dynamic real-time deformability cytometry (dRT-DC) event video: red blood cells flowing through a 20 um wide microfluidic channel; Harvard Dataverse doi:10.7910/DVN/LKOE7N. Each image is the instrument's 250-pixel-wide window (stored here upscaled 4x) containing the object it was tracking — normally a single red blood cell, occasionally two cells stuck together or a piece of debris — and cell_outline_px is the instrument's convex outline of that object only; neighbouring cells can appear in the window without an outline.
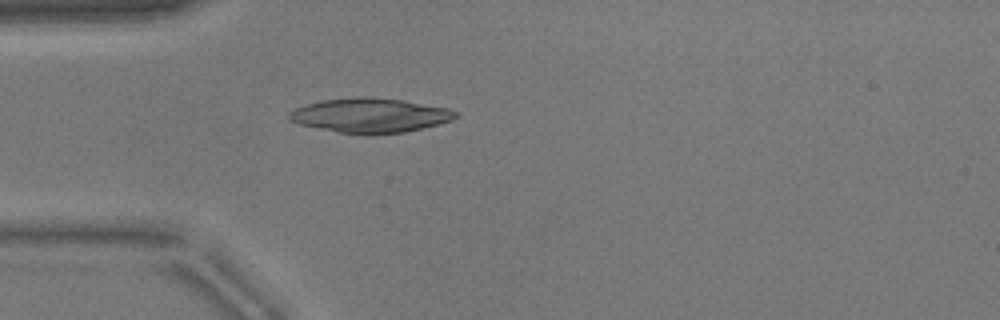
{"species": "common noctule bat (a hibernating species)", "species_latin": "Nyctalus noctula", "temperature_condition": "warm", "stored_images_in_passage": 34, "camera_frame_rate_fps": 3000, "um_per_image_px": 0.085, "animal": {"sex": "male", "body_mass_g": 17.9}, "frame": {"image": 1, "passage_image": 1, "time_ms": 0.0, "image_size_px": [1000, 320], "cell_outline_px": [[460, 116], [452, 120], [404, 132], [372, 136], [364, 136], [340, 132], [300, 124], [288, 120], [288, 112], [296, 108], [308, 104], [324, 100], [356, 96], [372, 96], [400, 100], [448, 108], [460, 112]], "centroid_in_image_um": [31.47, 9.81], "position_along_channel_um": 53.5, "area_um2": 33.64}}
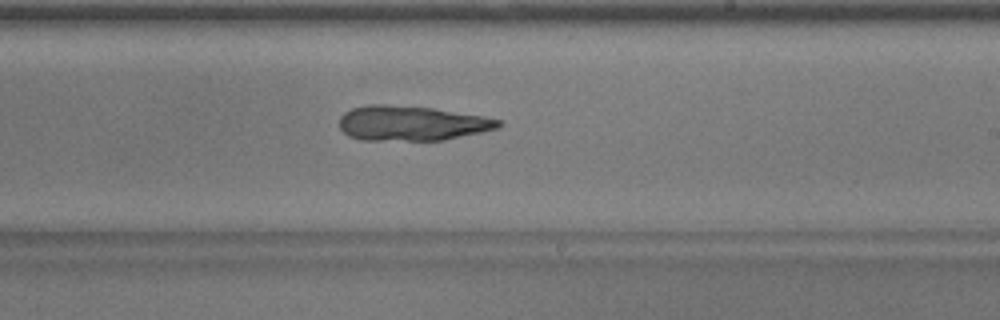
{"frame": {"image": 2, "passage_image": 17, "time_ms": 5.333, "image_size_px": [1000, 320], "cell_outline_px": [[504, 124], [496, 128], [480, 132], [444, 140], [360, 140], [348, 136], [340, 128], [340, 116], [344, 112], [352, 108], [368, 104], [384, 104], [432, 108], [484, 116], [500, 120]], "centroid_in_image_um": [34.95, 10.47], "position_along_channel_um": 254.0, "area_um2": 32.31}}
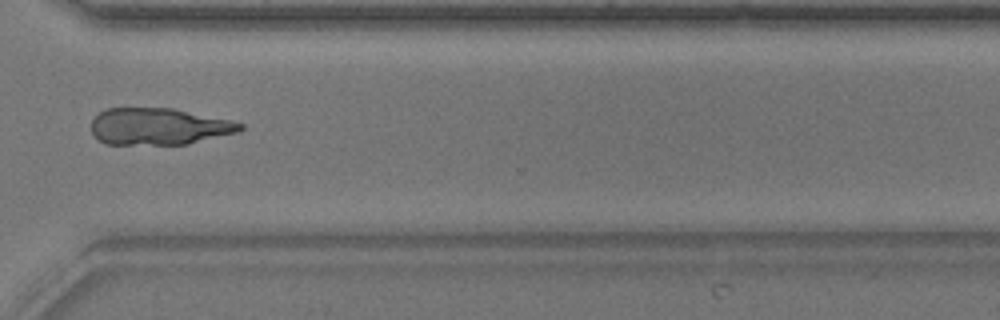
{"frame": {"image": 3, "passage_image": 25, "time_ms": 8.0, "image_size_px": [1000, 320], "cell_outline_px": [[244, 128], [240, 132], [188, 144], [104, 144], [96, 140], [92, 132], [92, 120], [104, 108], [172, 108], [228, 120], [244, 124]], "centroid_in_image_um": [13.48, 10.76], "position_along_channel_um": 357.1, "area_um2": 31.96}}